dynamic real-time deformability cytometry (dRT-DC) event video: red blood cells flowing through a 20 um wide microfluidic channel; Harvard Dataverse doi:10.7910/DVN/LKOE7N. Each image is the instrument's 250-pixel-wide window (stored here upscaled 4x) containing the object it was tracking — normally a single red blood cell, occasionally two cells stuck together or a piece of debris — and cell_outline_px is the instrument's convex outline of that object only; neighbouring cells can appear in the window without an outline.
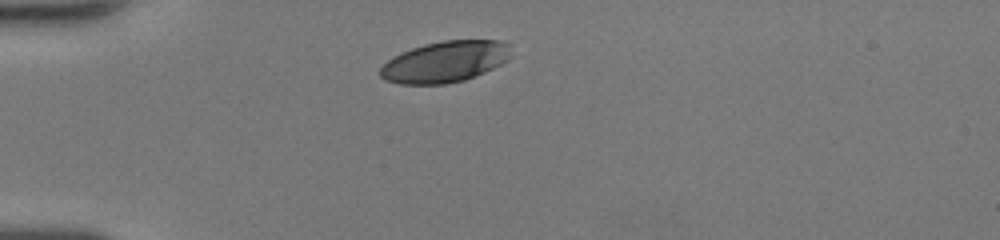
{"species": "human", "species_latin": "Homo sapiens", "temperature_condition": "room temperature", "stored_images_in_passage": 29, "camera_frame_rate_fps": 3000, "um_per_image_px": 0.085, "donor": {"sex": "female"}, "frame": {"image": 1, "passage_image": 1, "time_ms": 0.0, "image_size_px": [1000, 240], "cell_outline_px": [[512, 56], [500, 64], [484, 72], [464, 80], [444, 84], [400, 84], [384, 80], [380, 76], [380, 68], [388, 60], [412, 48], [424, 44], [444, 40], [500, 40], [508, 44]], "centroid_in_image_um": [37.83, 5.25], "position_along_channel_um": 47.2, "area_um2": 31.15}}
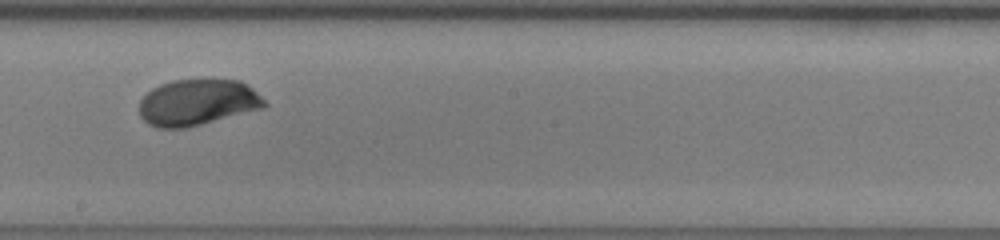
{"frame": {"image": 2, "passage_image": 16, "time_ms": 5.0, "image_size_px": [1000, 240], "cell_outline_px": [[268, 104], [264, 108], [188, 128], [156, 128], [148, 124], [140, 116], [140, 100], [152, 88], [160, 84], [172, 80], [240, 80], [252, 88]], "centroid_in_image_um": [16.78, 8.72], "position_along_channel_um": 231.4, "area_um2": 33.76}}
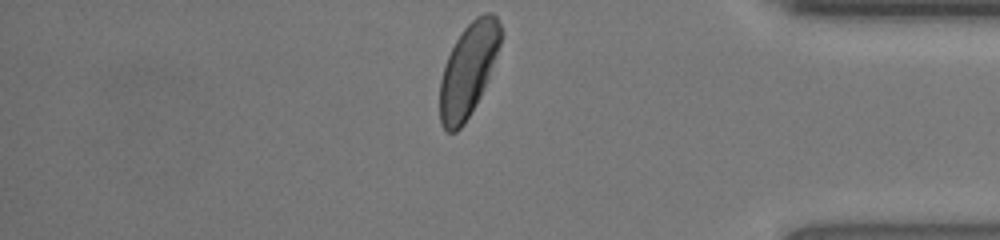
{"frame": {"image": 3, "passage_image": 29, "time_ms": 9.333, "image_size_px": [1000, 240], "cell_outline_px": [[500, 44], [488, 76], [480, 96], [464, 124], [456, 132], [448, 132], [440, 124], [440, 80], [444, 64], [456, 40], [464, 28], [476, 16], [484, 12], [492, 12], [496, 16], [500, 24]], "centroid_in_image_um": [39.78, 5.94], "position_along_channel_um": 395.4, "area_um2": 32.37}, "authors_computed_cell_mechanics": {"area_um2": 33.7552, "velocity_mm_per_s": 4.275, "shape_relaxation_time_tau1_ms": 2.9977, "shape_relaxation_time_tau2_ms": null, "deformation_change_tau1": 0.1464, "deformation_change_tau2": null}}